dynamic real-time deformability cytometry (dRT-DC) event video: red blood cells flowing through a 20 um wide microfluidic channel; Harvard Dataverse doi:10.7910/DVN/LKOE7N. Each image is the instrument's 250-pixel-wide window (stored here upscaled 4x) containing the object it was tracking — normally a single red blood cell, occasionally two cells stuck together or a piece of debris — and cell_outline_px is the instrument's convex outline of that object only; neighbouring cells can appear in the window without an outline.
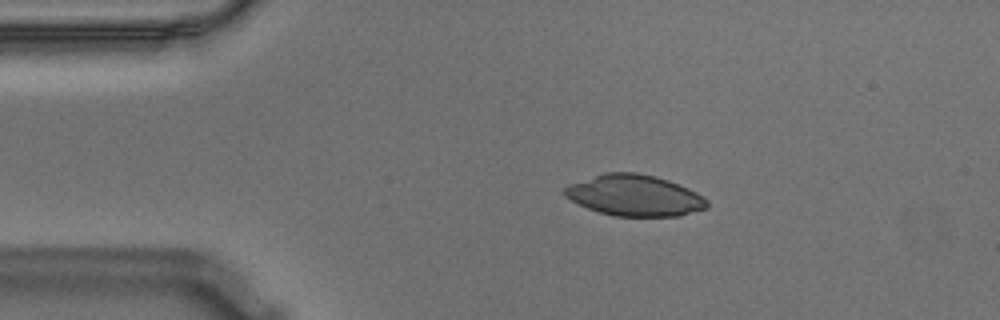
{"species": "Egyptian fruit bat (a non-hibernating species)", "species_latin": "Rousettus aegyptiacus", "temperature_condition": "warm", "stored_images_in_passage": 6, "camera_frame_rate_fps": 3000, "um_per_image_px": 0.085, "animal": {"sex": "male"}, "frame": {"image": 1, "passage_image": 1, "time_ms": 0.0, "image_size_px": [1000, 320], "cell_outline_px": [[708, 208], [680, 216], [612, 216], [588, 208], [564, 196], [564, 188], [572, 184], [604, 172], [636, 172], [656, 176], [680, 184], [704, 196], [708, 200]], "centroid_in_image_um": [53.99, 16.61], "position_along_channel_um": 31.0, "area_um2": 34.1}}